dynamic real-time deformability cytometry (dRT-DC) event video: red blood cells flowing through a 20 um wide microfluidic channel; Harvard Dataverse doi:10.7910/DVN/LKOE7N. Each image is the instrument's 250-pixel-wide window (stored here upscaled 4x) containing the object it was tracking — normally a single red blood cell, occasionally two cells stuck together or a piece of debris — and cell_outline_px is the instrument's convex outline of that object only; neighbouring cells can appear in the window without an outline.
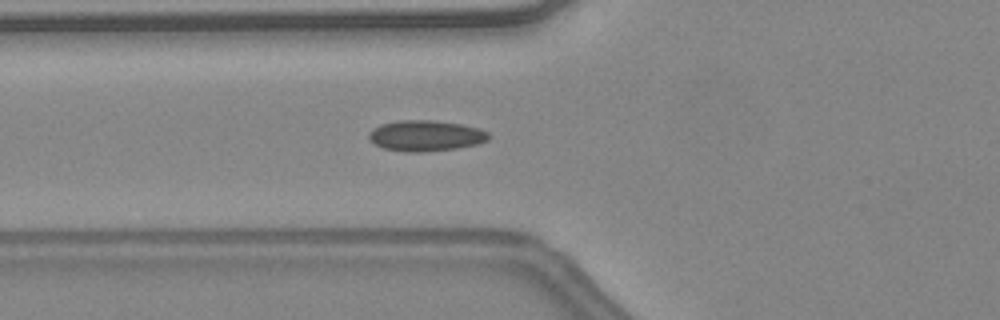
{"species": "common noctule bat (a hibernating species)", "species_latin": "Nyctalus noctula", "temperature_condition": "warm", "stored_images_in_passage": 26, "camera_frame_rate_fps": 3000, "um_per_image_px": 0.085, "animal": {"sex": "female", "body_mass_g": 24.6, "forearm_length_mm": 56.2}, "frame": {"image": 1, "passage_image": 4, "time_ms": 1.0, "image_size_px": [1000, 320], "cell_outline_px": [[492, 136], [488, 140], [480, 144], [456, 148], [424, 152], [404, 152], [384, 148], [376, 144], [368, 136], [368, 132], [372, 128], [380, 124], [400, 120], [432, 120], [460, 124], [480, 128], [488, 132]], "centroid_in_image_um": [36.22, 11.53], "position_along_channel_um": 89.6, "area_um2": 21.68}}
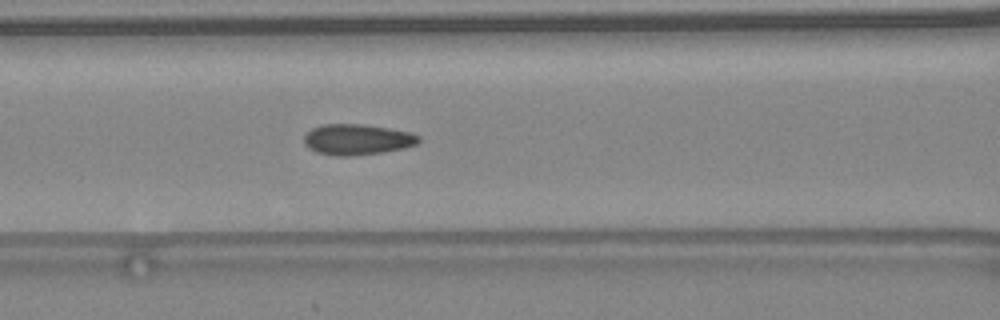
{"frame": {"image": 2, "passage_image": 7, "time_ms": 2.0, "image_size_px": [1000, 320], "cell_outline_px": [[420, 140], [416, 144], [404, 148], [380, 152], [348, 156], [336, 156], [316, 152], [308, 148], [304, 144], [304, 136], [312, 128], [320, 124], [364, 124], [412, 132], [420, 136]], "centroid_in_image_um": [30.34, 11.85], "position_along_channel_um": 136.3, "area_um2": 20.58}, "authors_computed_cell_mechanics": {"area_um2": 19.9121, "velocity_mm_per_s": 4.5799, "shape_relaxation_time_tau1_ms": null, "shape_relaxation_time_tau2_ms": 1.2777, "deformation_change_tau1": null, "deformation_change_tau2": 0.0628}}